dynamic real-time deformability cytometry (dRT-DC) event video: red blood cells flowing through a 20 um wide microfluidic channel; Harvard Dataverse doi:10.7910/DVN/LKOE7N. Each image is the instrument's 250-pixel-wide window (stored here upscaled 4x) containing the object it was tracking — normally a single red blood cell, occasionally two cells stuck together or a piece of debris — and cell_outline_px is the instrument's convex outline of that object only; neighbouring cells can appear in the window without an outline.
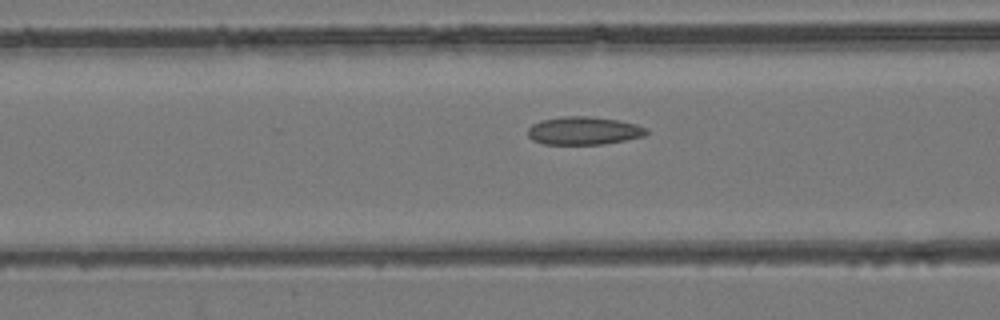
{"species": "common noctule bat (a hibernating species)", "species_latin": "Nyctalus noctula", "temperature_condition": "room temperature", "stored_images_in_passage": 47, "camera_frame_rate_fps": 3000, "um_per_image_px": 0.085, "animal": {"sex": "female", "body_mass_g": 24.6, "forearm_length_mm": 56.2}, "frame": {"image": 1, "passage_image": 20, "time_ms": 6.333, "image_size_px": [1000, 320], "cell_outline_px": [[648, 132], [644, 136], [604, 144], [544, 144], [532, 140], [528, 136], [528, 128], [532, 124], [540, 120], [560, 116], [588, 116], [620, 120], [636, 124], [648, 128]], "centroid_in_image_um": [49.61, 11.1], "position_along_channel_um": 117.0, "area_um2": 19.54}}
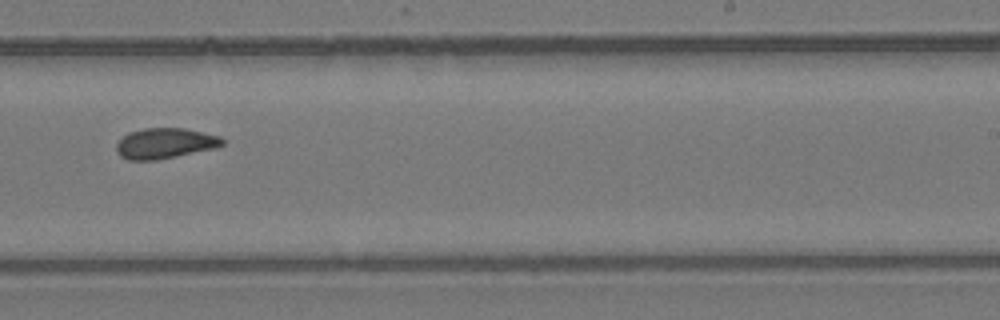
{"frame": {"image": 2, "passage_image": 31, "time_ms": 10.0, "image_size_px": [1000, 320], "cell_outline_px": [[224, 144], [216, 148], [156, 160], [128, 160], [120, 156], [116, 152], [116, 144], [128, 132], [144, 128], [184, 128], [220, 136], [224, 140]], "centroid_in_image_um": [14.01, 12.18], "position_along_channel_um": 275.0, "area_um2": 18.84}}
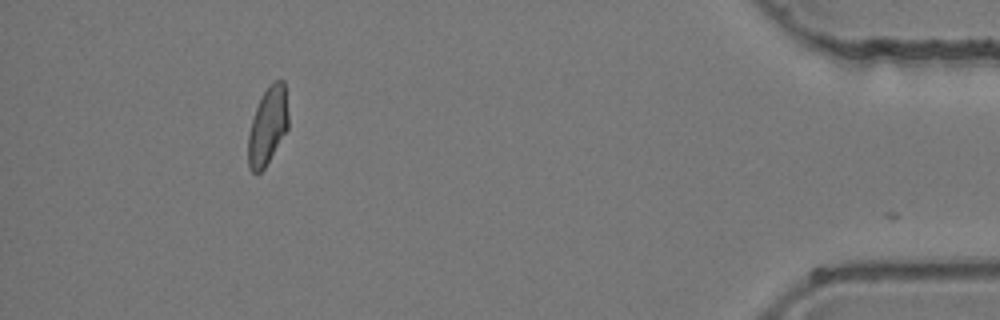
{"frame": {"image": 3, "passage_image": 45, "time_ms": 14.667, "image_size_px": [1000, 320], "cell_outline_px": [[288, 128], [264, 168], [260, 172], [252, 172], [248, 168], [248, 136], [252, 120], [256, 108], [268, 84], [276, 80], [284, 80], [288, 112]], "centroid_in_image_um": [22.75, 10.69], "position_along_channel_um": 412.4, "area_um2": 17.98}}